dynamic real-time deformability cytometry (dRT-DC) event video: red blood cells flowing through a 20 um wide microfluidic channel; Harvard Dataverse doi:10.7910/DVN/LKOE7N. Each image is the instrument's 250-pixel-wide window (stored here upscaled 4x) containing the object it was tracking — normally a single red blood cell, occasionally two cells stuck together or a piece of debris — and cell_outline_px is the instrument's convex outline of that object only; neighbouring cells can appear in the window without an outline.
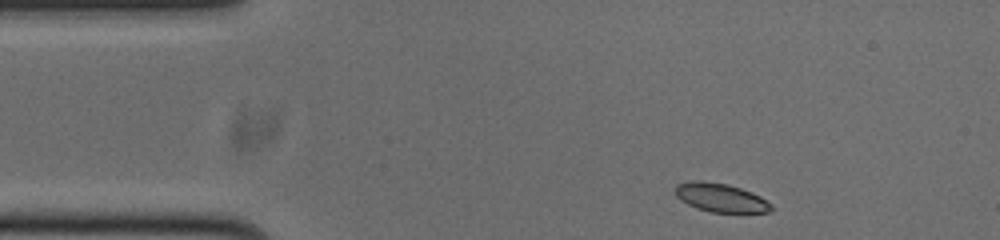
{"species": "common noctule bat (a hibernating species)", "species_latin": "Nyctalus noctula", "temperature_condition": "cold", "stored_images_in_passage": 47, "camera_frame_rate_fps": 3000, "um_per_image_px": 0.085, "animal": {"sex": "male", "body_mass_g": 20.0, "forearm_length_mm": 53.3}, "frame": {"image": 1, "passage_image": 1, "time_ms": 0.0, "image_size_px": [1000, 240], "cell_outline_px": [[776, 208], [768, 212], [712, 212], [696, 208], [680, 200], [676, 196], [676, 184], [692, 180], [704, 180], [728, 184], [752, 192], [760, 196], [772, 204]], "centroid_in_image_um": [61.27, 16.79], "position_along_channel_um": 23.7, "area_um2": 16.18}}
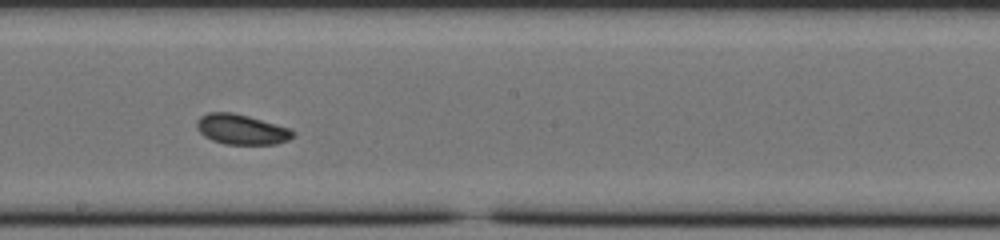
{"frame": {"image": 2, "passage_image": 22, "time_ms": 7.0, "image_size_px": [1000, 240], "cell_outline_px": [[296, 136], [288, 140], [276, 144], [224, 144], [212, 140], [204, 136], [196, 128], [196, 120], [200, 116], [208, 112], [232, 112], [248, 116], [292, 128], [296, 132]], "centroid_in_image_um": [20.55, 10.99], "position_along_channel_um": 227.7, "area_um2": 17.17}}
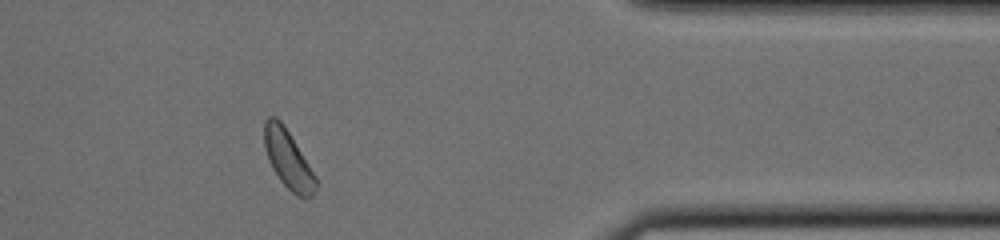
{"frame": {"image": 3, "passage_image": 37, "time_ms": 12.0, "image_size_px": [1000, 240], "cell_outline_px": [[316, 188], [312, 196], [304, 200], [296, 196], [280, 180], [272, 168], [268, 160], [264, 144], [264, 120], [268, 116], [276, 116], [284, 124], [316, 176]], "centroid_in_image_um": [24.48, 13.54], "position_along_channel_um": 386.9, "area_um2": 17.63}, "authors_computed_cell_mechanics": {"area_um2": 17.051, "velocity_mm_per_s": 3.7364, "shape_relaxation_time_tau1_ms": 10.4281, "shape_relaxation_time_tau2_ms": 7.0536, "deformation_change_tau1": 0.11, "deformation_change_tau2": 0.1099}}